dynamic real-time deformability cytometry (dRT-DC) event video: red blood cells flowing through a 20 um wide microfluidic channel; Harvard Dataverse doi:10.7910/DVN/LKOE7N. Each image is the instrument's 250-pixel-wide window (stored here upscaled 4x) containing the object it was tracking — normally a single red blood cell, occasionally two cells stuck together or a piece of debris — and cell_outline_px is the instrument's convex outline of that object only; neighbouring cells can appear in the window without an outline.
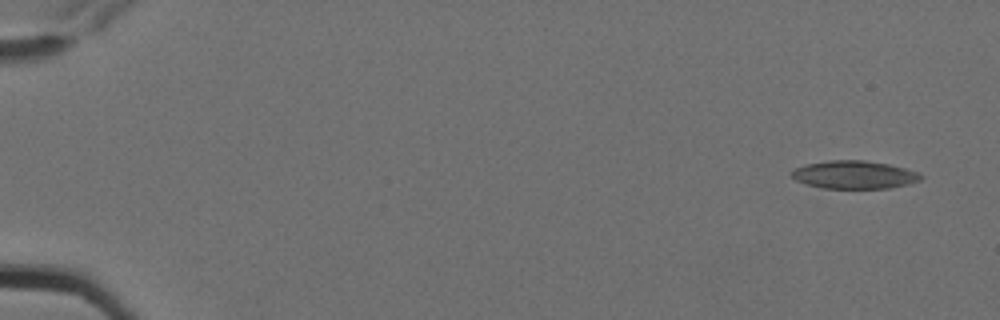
{"species": "Egyptian fruit bat (a non-hibernating species)", "species_latin": "Rousettus aegyptiacus", "temperature_condition": "cold", "stored_images_in_passage": 8, "camera_frame_rate_fps": 3000, "um_per_image_px": 0.085, "animal": {"sex": "female"}, "frame": {"image": 1, "passage_image": 1, "time_ms": 0.0, "image_size_px": [1000, 320], "cell_outline_px": [[924, 176], [920, 180], [908, 184], [892, 188], [820, 188], [796, 180], [792, 176], [792, 168], [804, 164], [828, 160], [864, 160], [888, 164], [904, 168], [916, 172]], "centroid_in_image_um": [72.59, 14.85], "position_along_channel_um": 12.4, "area_um2": 21.1}}
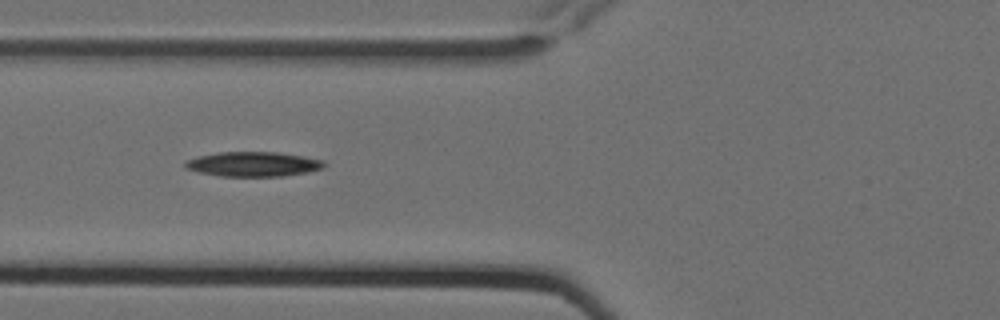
{"frame": {"image": 2, "passage_image": 7, "time_ms": 2.0, "image_size_px": [1000, 320], "cell_outline_px": [[328, 164], [324, 168], [308, 172], [284, 176], [220, 176], [200, 172], [184, 168], [184, 160], [200, 156], [220, 152], [276, 152], [304, 156], [324, 160]], "centroid_in_image_um": [21.56, 13.95], "position_along_channel_um": 104.2, "area_um2": 20.11}}
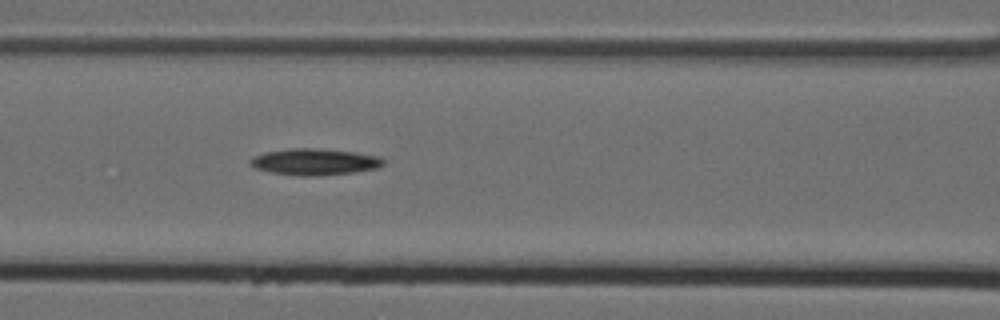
{"frame": {"image": 3, "passage_image": 8, "time_ms": 2.333, "image_size_px": [1000, 320], "cell_outline_px": [[384, 164], [380, 168], [356, 172], [320, 176], [300, 176], [272, 172], [256, 168], [248, 164], [248, 160], [264, 152], [288, 148], [312, 148], [352, 152], [380, 156], [384, 160]], "centroid_in_image_um": [26.76, 13.76], "position_along_channel_um": 139.8, "area_um2": 20.63}}